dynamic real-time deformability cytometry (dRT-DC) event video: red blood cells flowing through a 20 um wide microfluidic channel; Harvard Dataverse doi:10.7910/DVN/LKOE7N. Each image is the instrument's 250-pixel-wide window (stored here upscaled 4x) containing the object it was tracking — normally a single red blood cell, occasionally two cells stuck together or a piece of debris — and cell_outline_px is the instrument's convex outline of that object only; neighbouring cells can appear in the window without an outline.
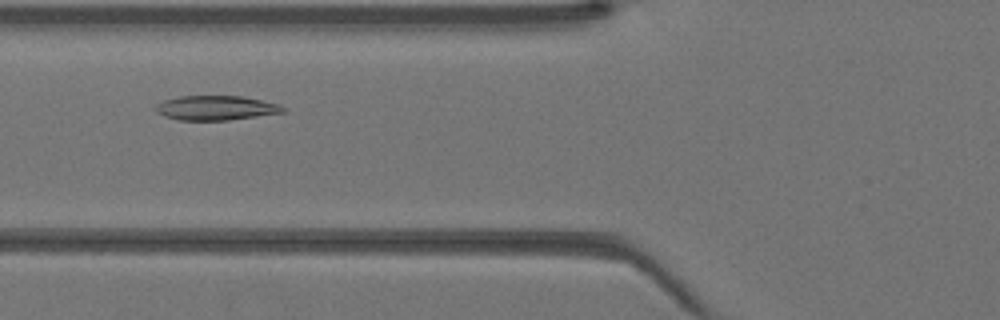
{"species": "Egyptian fruit bat (a non-hibernating species)", "species_latin": "Rousettus aegyptiacus", "temperature_condition": "warm", "stored_images_in_passage": 28, "camera_frame_rate_fps": 3000, "um_per_image_px": 0.085, "animal": {"sex": "female"}, "frame": {"image": 1, "passage_image": 4, "time_ms": 1.0, "image_size_px": [1000, 320], "cell_outline_px": [[284, 112], [228, 120], [180, 120], [164, 116], [156, 112], [156, 104], [164, 100], [180, 96], [240, 96], [280, 104], [284, 108]], "centroid_in_image_um": [18.32, 9.17], "position_along_channel_um": 107.5, "area_um2": 17.98}}
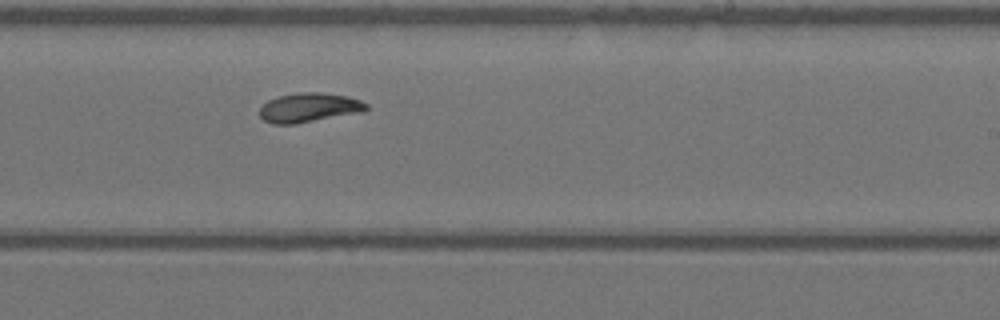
{"frame": {"image": 2, "passage_image": 14, "time_ms": 4.333, "image_size_px": [1000, 320], "cell_outline_px": [[368, 108], [364, 112], [296, 124], [272, 124], [264, 120], [260, 116], [260, 108], [268, 100], [276, 96], [300, 92], [320, 92], [348, 96], [360, 100], [368, 104]], "centroid_in_image_um": [26.29, 9.14], "position_along_channel_um": 262.7, "area_um2": 18.44}}
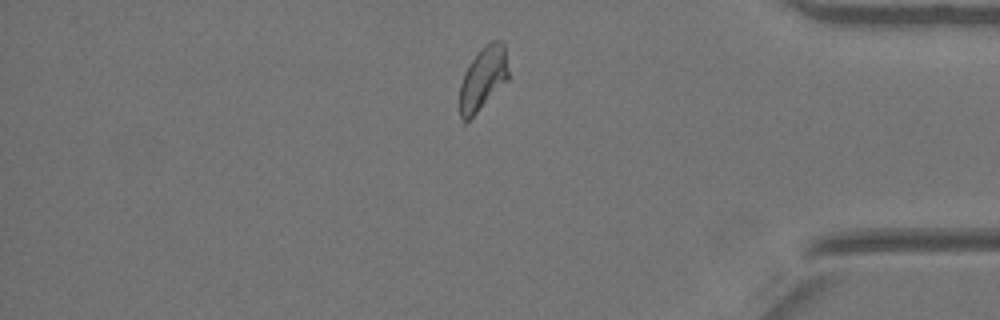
{"frame": {"image": 3, "passage_image": 24, "time_ms": 7.667, "image_size_px": [1000, 320], "cell_outline_px": [[508, 80], [464, 124], [460, 116], [460, 84], [464, 72], [480, 48], [484, 44], [492, 40], [500, 40], [504, 44], [508, 72]], "centroid_in_image_um": [41.05, 6.64], "position_along_channel_um": 394.2, "area_um2": 17.74}}